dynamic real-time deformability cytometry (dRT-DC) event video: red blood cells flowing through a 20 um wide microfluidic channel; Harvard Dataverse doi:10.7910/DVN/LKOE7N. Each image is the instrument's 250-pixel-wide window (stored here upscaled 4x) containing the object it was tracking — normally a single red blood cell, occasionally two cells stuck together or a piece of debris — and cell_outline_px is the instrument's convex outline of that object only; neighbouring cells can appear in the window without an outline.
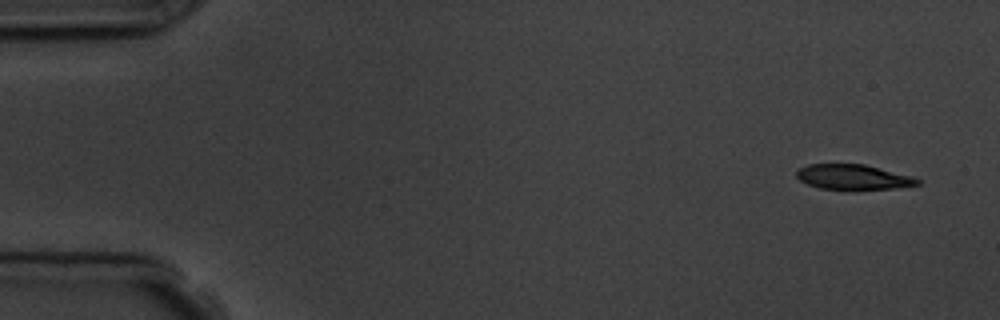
{"species": "common noctule bat (a hibernating species)", "species_latin": "Nyctalus noctula", "temperature_condition": "room temperature", "stored_images_in_passage": 5, "camera_frame_rate_fps": 3000, "um_per_image_px": 0.085, "animal": {"sex": "male", "body_mass_g": 19.5, "forearm_length_mm": 54.6}, "frame": {"image": 1, "passage_image": 1, "time_ms": 0.0, "image_size_px": [1000, 320], "cell_outline_px": [[920, 184], [896, 188], [856, 192], [820, 188], [808, 184], [800, 180], [796, 176], [796, 172], [800, 168], [808, 164], [864, 164], [912, 176], [920, 180]], "centroid_in_image_um": [72.54, 15.09], "position_along_channel_um": 12.5, "area_um2": 18.26}}
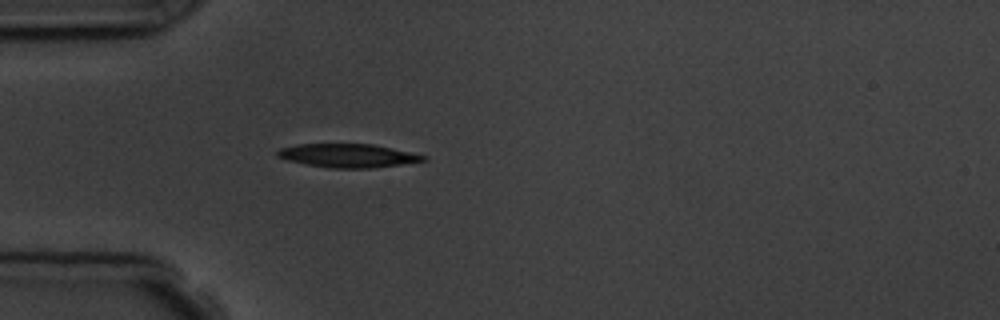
{"frame": {"image": 2, "passage_image": 5, "time_ms": 4.333, "image_size_px": [1000, 320], "cell_outline_px": [[428, 160], [372, 168], [332, 168], [308, 164], [288, 160], [276, 156], [276, 152], [280, 148], [296, 144], [372, 144], [392, 148], [428, 156]], "centroid_in_image_um": [29.58, 13.22], "position_along_channel_um": 55.4, "area_um2": 19.88}}